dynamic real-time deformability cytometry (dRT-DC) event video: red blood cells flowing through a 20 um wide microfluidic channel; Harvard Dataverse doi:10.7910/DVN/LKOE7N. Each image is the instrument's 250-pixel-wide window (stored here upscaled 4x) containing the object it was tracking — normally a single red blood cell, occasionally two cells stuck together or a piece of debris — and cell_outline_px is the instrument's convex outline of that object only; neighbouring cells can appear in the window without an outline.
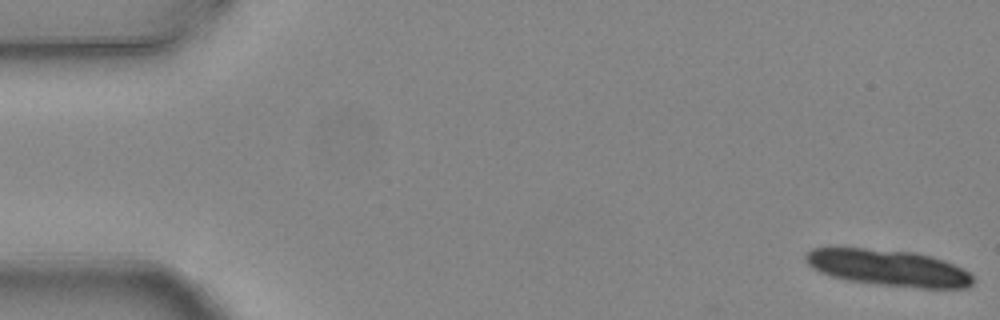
{"species": "common noctule bat (a hibernating species)", "species_latin": "Nyctalus noctula", "temperature_condition": "warm", "stored_images_in_passage": 6, "camera_frame_rate_fps": 3000, "um_per_image_px": 0.085, "animal": {"sex": "female", "body_mass_g": 24.6, "forearm_length_mm": 56.2}, "frame": {"image": 1, "passage_image": 1, "time_ms": 0.0, "image_size_px": [1000, 320], "cell_outline_px": [[976, 280], [968, 288], [920, 288], [880, 284], [848, 280], [832, 276], [820, 272], [812, 268], [804, 260], [804, 256], [812, 248], [864, 248], [916, 252], [932, 256], [944, 260], [964, 268]], "centroid_in_image_um": [75.56, 22.76], "position_along_channel_um": 9.4, "area_um2": 35.6}}
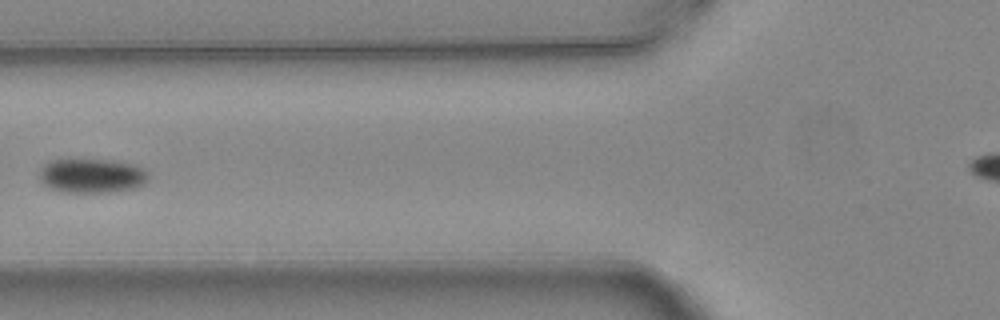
{"frame": {"image": 2, "passage_image": 6, "time_ms": 1.667, "image_size_px": [1000, 320], "cell_outline_px": [[148, 180], [144, 184], [136, 188], [108, 192], [64, 192], [48, 188], [40, 180], [40, 168], [44, 164], [52, 160], [112, 160], [132, 164], [148, 172]], "centroid_in_image_um": [7.79, 14.95], "position_along_channel_um": 118.0, "area_um2": 21.73}}